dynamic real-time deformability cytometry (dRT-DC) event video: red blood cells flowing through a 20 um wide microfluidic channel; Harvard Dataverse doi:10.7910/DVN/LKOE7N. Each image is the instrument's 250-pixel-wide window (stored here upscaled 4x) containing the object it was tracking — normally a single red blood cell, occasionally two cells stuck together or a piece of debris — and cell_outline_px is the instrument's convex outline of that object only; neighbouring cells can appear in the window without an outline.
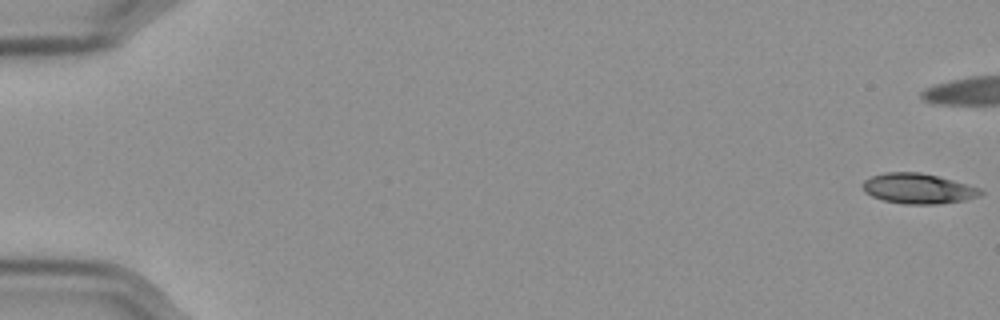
{"species": "Egyptian fruit bat (a non-hibernating species)", "species_latin": "Rousettus aegyptiacus", "temperature_condition": "cold", "stored_images_in_passage": 52, "camera_frame_rate_fps": 3000, "um_per_image_px": 0.085, "frame": {"image": 1, "passage_image": 1, "time_ms": 0.0, "image_size_px": [1000, 320], "cell_outline_px": [[984, 192], [980, 196], [964, 200], [936, 204], [904, 204], [884, 200], [872, 196], [864, 192], [864, 180], [872, 176], [884, 172], [920, 172], [952, 180], [980, 188]], "centroid_in_image_um": [78.04, 16.03], "position_along_channel_um": 7.0, "area_um2": 20.58}}
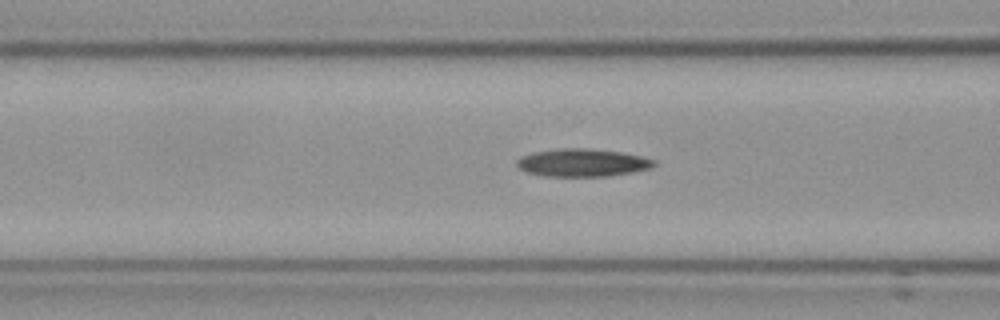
{"frame": {"image": 2, "passage_image": 24, "time_ms": 7.667, "image_size_px": [1000, 320], "cell_outline_px": [[656, 164], [652, 168], [632, 172], [608, 176], [544, 176], [524, 172], [516, 164], [516, 160], [524, 156], [536, 152], [560, 148], [588, 148], [620, 152], [640, 156], [656, 160]], "centroid_in_image_um": [49.52, 13.83], "position_along_channel_um": 117.1, "area_um2": 22.14}}
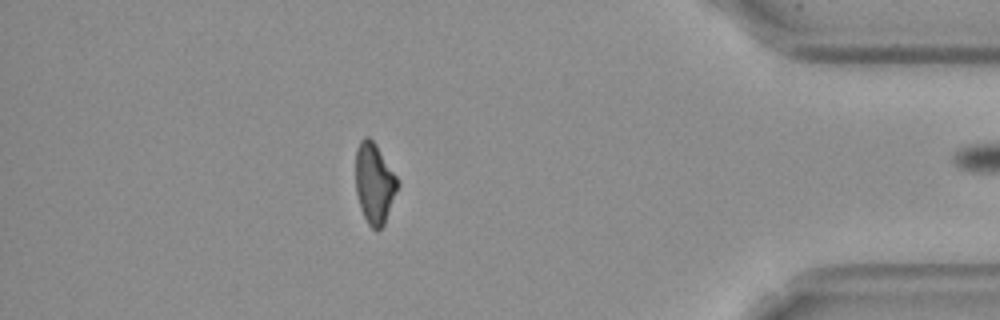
{"frame": {"image": 3, "passage_image": 51, "time_ms": 16.667, "image_size_px": [1000, 320], "cell_outline_px": [[400, 184], [384, 224], [376, 232], [368, 224], [360, 208], [356, 192], [356, 148], [360, 140], [364, 136], [368, 136], [376, 144], [396, 176]], "centroid_in_image_um": [31.82, 15.58], "position_along_channel_um": 403.4, "area_um2": 19.71}}